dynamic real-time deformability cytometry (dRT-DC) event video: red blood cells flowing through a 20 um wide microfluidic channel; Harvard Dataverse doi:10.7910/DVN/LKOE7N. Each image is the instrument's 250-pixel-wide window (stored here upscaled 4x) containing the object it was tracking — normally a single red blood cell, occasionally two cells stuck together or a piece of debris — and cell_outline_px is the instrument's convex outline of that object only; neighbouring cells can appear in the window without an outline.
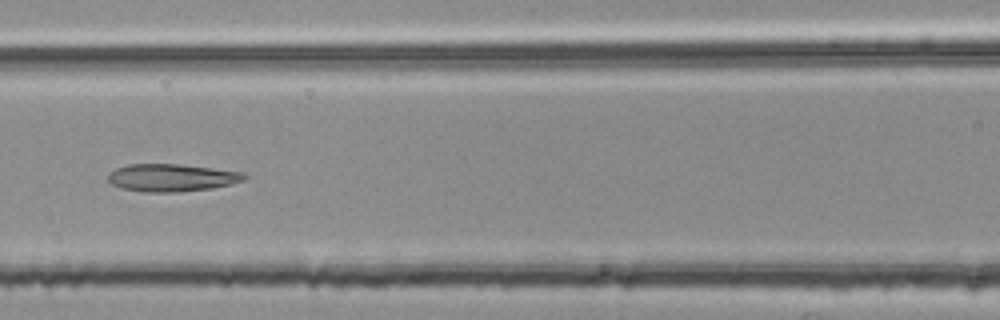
{"species": "common noctule bat (a hibernating species)", "species_latin": "Nyctalus noctula", "temperature_condition": "room temperature", "stored_images_in_passage": 53, "camera_frame_rate_fps": 3000, "um_per_image_px": 0.085, "animal": {"sex": "female", "body_mass_g": 25.1}, "frame": {"image": 1, "passage_image": 24, "time_ms": 7.667, "image_size_px": [1000, 320], "cell_outline_px": [[248, 176], [244, 180], [232, 184], [212, 188], [176, 192], [144, 192], [124, 188], [112, 184], [108, 180], [108, 172], [116, 168], [128, 164], [180, 164], [212, 168], [240, 172]], "centroid_in_image_um": [14.58, 15.1], "position_along_channel_um": 152.0, "area_um2": 21.79}}
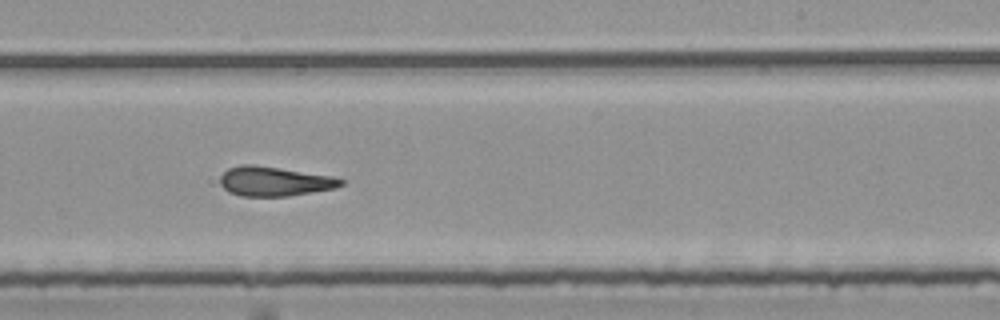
{"frame": {"image": 2, "passage_image": 33, "time_ms": 10.667, "image_size_px": [1000, 320], "cell_outline_px": [[344, 184], [336, 188], [288, 196], [240, 196], [228, 192], [220, 184], [220, 176], [228, 168], [240, 164], [256, 164], [328, 176], [344, 180]], "centroid_in_image_um": [23.27, 15.41], "position_along_channel_um": 265.7, "area_um2": 20.69}}
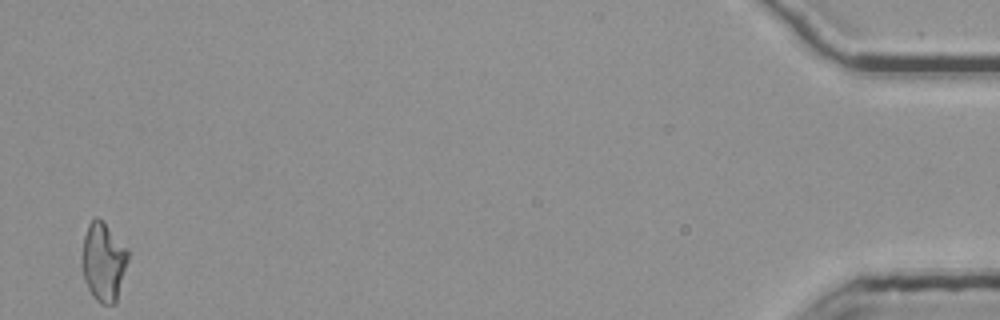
{"frame": {"image": 3, "passage_image": 53, "time_ms": 17.333, "image_size_px": [1000, 320], "cell_outline_px": [[128, 260], [116, 304], [100, 304], [92, 296], [84, 280], [80, 264], [80, 256], [84, 236], [88, 224], [96, 216], [100, 216], [128, 252]], "centroid_in_image_um": [8.75, 22.27], "position_along_channel_um": 426.5, "area_um2": 21.39}, "authors_computed_cell_mechanics": {"area_um2": 21.5594, "velocity_mm_per_s": 3.811, "shape_relaxation_time_tau1_ms": null, "shape_relaxation_time_tau2_ms": 2.6625, "deformation_change_tau1": null, "deformation_change_tau2": 0.1301}}